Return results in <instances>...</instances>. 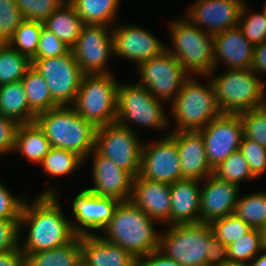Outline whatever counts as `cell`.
I'll return each mask as SVG.
<instances>
[{"label":"cell","instance_id":"obj_1","mask_svg":"<svg viewBox=\"0 0 266 266\" xmlns=\"http://www.w3.org/2000/svg\"><path fill=\"white\" fill-rule=\"evenodd\" d=\"M54 190L51 187L41 192L32 203L24 202L20 234H23L22 229L25 230V227L28 228V234L24 243L20 241V248L25 255L64 246L77 236Z\"/></svg>","mask_w":266,"mask_h":266},{"label":"cell","instance_id":"obj_2","mask_svg":"<svg viewBox=\"0 0 266 266\" xmlns=\"http://www.w3.org/2000/svg\"><path fill=\"white\" fill-rule=\"evenodd\" d=\"M154 222L158 223L131 200L119 202L113 217L99 236L138 259L159 250L161 232H156Z\"/></svg>","mask_w":266,"mask_h":266},{"label":"cell","instance_id":"obj_3","mask_svg":"<svg viewBox=\"0 0 266 266\" xmlns=\"http://www.w3.org/2000/svg\"><path fill=\"white\" fill-rule=\"evenodd\" d=\"M51 147L69 150L86 160L95 149L97 128L83 119L72 106H58L36 115Z\"/></svg>","mask_w":266,"mask_h":266},{"label":"cell","instance_id":"obj_4","mask_svg":"<svg viewBox=\"0 0 266 266\" xmlns=\"http://www.w3.org/2000/svg\"><path fill=\"white\" fill-rule=\"evenodd\" d=\"M213 73L205 79L209 78L213 84L222 114H240L265 105V82L251 69H227L218 75Z\"/></svg>","mask_w":266,"mask_h":266},{"label":"cell","instance_id":"obj_5","mask_svg":"<svg viewBox=\"0 0 266 266\" xmlns=\"http://www.w3.org/2000/svg\"><path fill=\"white\" fill-rule=\"evenodd\" d=\"M180 19L169 24L173 49L166 47V50L177 58L190 76H208L215 69L213 35L186 18Z\"/></svg>","mask_w":266,"mask_h":266},{"label":"cell","instance_id":"obj_6","mask_svg":"<svg viewBox=\"0 0 266 266\" xmlns=\"http://www.w3.org/2000/svg\"><path fill=\"white\" fill-rule=\"evenodd\" d=\"M170 104L176 122V129L170 132L200 131L222 114L211 80L208 79L204 85L195 76H189L185 80L177 97Z\"/></svg>","mask_w":266,"mask_h":266},{"label":"cell","instance_id":"obj_7","mask_svg":"<svg viewBox=\"0 0 266 266\" xmlns=\"http://www.w3.org/2000/svg\"><path fill=\"white\" fill-rule=\"evenodd\" d=\"M164 105L163 101L156 99L138 82L119 83L116 122L133 131H136L133 125L164 131L170 125Z\"/></svg>","mask_w":266,"mask_h":266},{"label":"cell","instance_id":"obj_8","mask_svg":"<svg viewBox=\"0 0 266 266\" xmlns=\"http://www.w3.org/2000/svg\"><path fill=\"white\" fill-rule=\"evenodd\" d=\"M114 74L84 75L72 107L96 128L117 118V88Z\"/></svg>","mask_w":266,"mask_h":266},{"label":"cell","instance_id":"obj_9","mask_svg":"<svg viewBox=\"0 0 266 266\" xmlns=\"http://www.w3.org/2000/svg\"><path fill=\"white\" fill-rule=\"evenodd\" d=\"M213 237L208 223L167 226L160 235L159 251L182 266H207Z\"/></svg>","mask_w":266,"mask_h":266},{"label":"cell","instance_id":"obj_10","mask_svg":"<svg viewBox=\"0 0 266 266\" xmlns=\"http://www.w3.org/2000/svg\"><path fill=\"white\" fill-rule=\"evenodd\" d=\"M140 135L117 122L98 127L95 150L134 178L140 174L143 142Z\"/></svg>","mask_w":266,"mask_h":266},{"label":"cell","instance_id":"obj_11","mask_svg":"<svg viewBox=\"0 0 266 266\" xmlns=\"http://www.w3.org/2000/svg\"><path fill=\"white\" fill-rule=\"evenodd\" d=\"M31 62L47 82L53 101L58 106H72L84 76L72 51L58 57L31 59Z\"/></svg>","mask_w":266,"mask_h":266},{"label":"cell","instance_id":"obj_12","mask_svg":"<svg viewBox=\"0 0 266 266\" xmlns=\"http://www.w3.org/2000/svg\"><path fill=\"white\" fill-rule=\"evenodd\" d=\"M137 68L140 73L137 82L164 103L174 101L183 83L190 76L177 58L167 50L141 63Z\"/></svg>","mask_w":266,"mask_h":266},{"label":"cell","instance_id":"obj_13","mask_svg":"<svg viewBox=\"0 0 266 266\" xmlns=\"http://www.w3.org/2000/svg\"><path fill=\"white\" fill-rule=\"evenodd\" d=\"M113 26L84 24L75 45L73 56L84 75L111 74L108 60L114 56Z\"/></svg>","mask_w":266,"mask_h":266},{"label":"cell","instance_id":"obj_14","mask_svg":"<svg viewBox=\"0 0 266 266\" xmlns=\"http://www.w3.org/2000/svg\"><path fill=\"white\" fill-rule=\"evenodd\" d=\"M198 132L203 137L206 158L212 169L238 151L244 137L239 114H221Z\"/></svg>","mask_w":266,"mask_h":266},{"label":"cell","instance_id":"obj_15","mask_svg":"<svg viewBox=\"0 0 266 266\" xmlns=\"http://www.w3.org/2000/svg\"><path fill=\"white\" fill-rule=\"evenodd\" d=\"M143 144L140 176L150 181L173 184L181 180V164L176 141L168 134Z\"/></svg>","mask_w":266,"mask_h":266},{"label":"cell","instance_id":"obj_16","mask_svg":"<svg viewBox=\"0 0 266 266\" xmlns=\"http://www.w3.org/2000/svg\"><path fill=\"white\" fill-rule=\"evenodd\" d=\"M115 57L141 63L160 55L166 45L146 28L136 25H117L112 28Z\"/></svg>","mask_w":266,"mask_h":266},{"label":"cell","instance_id":"obj_17","mask_svg":"<svg viewBox=\"0 0 266 266\" xmlns=\"http://www.w3.org/2000/svg\"><path fill=\"white\" fill-rule=\"evenodd\" d=\"M244 2L245 0H196L184 12V18L204 32L215 35L238 25Z\"/></svg>","mask_w":266,"mask_h":266},{"label":"cell","instance_id":"obj_18","mask_svg":"<svg viewBox=\"0 0 266 266\" xmlns=\"http://www.w3.org/2000/svg\"><path fill=\"white\" fill-rule=\"evenodd\" d=\"M72 201L75 220H71V226L77 236L95 235L97 233L92 231H102L119 203L113 198L97 196L88 189L81 190Z\"/></svg>","mask_w":266,"mask_h":266},{"label":"cell","instance_id":"obj_19","mask_svg":"<svg viewBox=\"0 0 266 266\" xmlns=\"http://www.w3.org/2000/svg\"><path fill=\"white\" fill-rule=\"evenodd\" d=\"M91 155L94 186L86 189L97 196L113 198L119 202L130 200L134 177L95 149Z\"/></svg>","mask_w":266,"mask_h":266},{"label":"cell","instance_id":"obj_20","mask_svg":"<svg viewBox=\"0 0 266 266\" xmlns=\"http://www.w3.org/2000/svg\"><path fill=\"white\" fill-rule=\"evenodd\" d=\"M200 189V223H210L216 219L234 214L240 187L220 180L213 174L204 179Z\"/></svg>","mask_w":266,"mask_h":266},{"label":"cell","instance_id":"obj_21","mask_svg":"<svg viewBox=\"0 0 266 266\" xmlns=\"http://www.w3.org/2000/svg\"><path fill=\"white\" fill-rule=\"evenodd\" d=\"M176 141L181 164V179L202 181L213 174L202 135L198 131L170 132Z\"/></svg>","mask_w":266,"mask_h":266},{"label":"cell","instance_id":"obj_22","mask_svg":"<svg viewBox=\"0 0 266 266\" xmlns=\"http://www.w3.org/2000/svg\"><path fill=\"white\" fill-rule=\"evenodd\" d=\"M130 200L154 221L170 226V184L150 181L138 175L133 180Z\"/></svg>","mask_w":266,"mask_h":266},{"label":"cell","instance_id":"obj_23","mask_svg":"<svg viewBox=\"0 0 266 266\" xmlns=\"http://www.w3.org/2000/svg\"><path fill=\"white\" fill-rule=\"evenodd\" d=\"M213 39L214 72L219 64L226 65L227 69H251L255 46L245 38L238 26L213 35Z\"/></svg>","mask_w":266,"mask_h":266},{"label":"cell","instance_id":"obj_24","mask_svg":"<svg viewBox=\"0 0 266 266\" xmlns=\"http://www.w3.org/2000/svg\"><path fill=\"white\" fill-rule=\"evenodd\" d=\"M200 182L181 179L170 184V226L200 223Z\"/></svg>","mask_w":266,"mask_h":266},{"label":"cell","instance_id":"obj_25","mask_svg":"<svg viewBox=\"0 0 266 266\" xmlns=\"http://www.w3.org/2000/svg\"><path fill=\"white\" fill-rule=\"evenodd\" d=\"M82 263L85 266H137V259L98 234L82 235Z\"/></svg>","mask_w":266,"mask_h":266},{"label":"cell","instance_id":"obj_26","mask_svg":"<svg viewBox=\"0 0 266 266\" xmlns=\"http://www.w3.org/2000/svg\"><path fill=\"white\" fill-rule=\"evenodd\" d=\"M51 148L49 140L36 122L18 125L13 152H20L31 163L41 164Z\"/></svg>","mask_w":266,"mask_h":266},{"label":"cell","instance_id":"obj_27","mask_svg":"<svg viewBox=\"0 0 266 266\" xmlns=\"http://www.w3.org/2000/svg\"><path fill=\"white\" fill-rule=\"evenodd\" d=\"M84 23L70 2H64L43 26L54 33L63 43L72 48L81 33Z\"/></svg>","mask_w":266,"mask_h":266},{"label":"cell","instance_id":"obj_28","mask_svg":"<svg viewBox=\"0 0 266 266\" xmlns=\"http://www.w3.org/2000/svg\"><path fill=\"white\" fill-rule=\"evenodd\" d=\"M0 114L18 124L35 122L36 114L29 108L21 81L0 86Z\"/></svg>","mask_w":266,"mask_h":266},{"label":"cell","instance_id":"obj_29","mask_svg":"<svg viewBox=\"0 0 266 266\" xmlns=\"http://www.w3.org/2000/svg\"><path fill=\"white\" fill-rule=\"evenodd\" d=\"M26 266H80L82 264L81 236L68 244L41 252L28 253Z\"/></svg>","mask_w":266,"mask_h":266},{"label":"cell","instance_id":"obj_30","mask_svg":"<svg viewBox=\"0 0 266 266\" xmlns=\"http://www.w3.org/2000/svg\"><path fill=\"white\" fill-rule=\"evenodd\" d=\"M121 0H71L84 24L112 26ZM115 22V23H114Z\"/></svg>","mask_w":266,"mask_h":266},{"label":"cell","instance_id":"obj_31","mask_svg":"<svg viewBox=\"0 0 266 266\" xmlns=\"http://www.w3.org/2000/svg\"><path fill=\"white\" fill-rule=\"evenodd\" d=\"M21 82L27 95L29 108L36 115L58 107L53 101L47 82L32 66Z\"/></svg>","mask_w":266,"mask_h":266},{"label":"cell","instance_id":"obj_32","mask_svg":"<svg viewBox=\"0 0 266 266\" xmlns=\"http://www.w3.org/2000/svg\"><path fill=\"white\" fill-rule=\"evenodd\" d=\"M31 66L27 56L5 43L0 49V86L21 81Z\"/></svg>","mask_w":266,"mask_h":266},{"label":"cell","instance_id":"obj_33","mask_svg":"<svg viewBox=\"0 0 266 266\" xmlns=\"http://www.w3.org/2000/svg\"><path fill=\"white\" fill-rule=\"evenodd\" d=\"M234 213L252 228L261 229L266 224V192L239 196Z\"/></svg>","mask_w":266,"mask_h":266},{"label":"cell","instance_id":"obj_34","mask_svg":"<svg viewBox=\"0 0 266 266\" xmlns=\"http://www.w3.org/2000/svg\"><path fill=\"white\" fill-rule=\"evenodd\" d=\"M84 162L85 160L73 151L52 147L40 165L44 173L52 177H61L77 171Z\"/></svg>","mask_w":266,"mask_h":266},{"label":"cell","instance_id":"obj_35","mask_svg":"<svg viewBox=\"0 0 266 266\" xmlns=\"http://www.w3.org/2000/svg\"><path fill=\"white\" fill-rule=\"evenodd\" d=\"M43 27L41 22L24 19L7 43L31 60L37 52L39 37Z\"/></svg>","mask_w":266,"mask_h":266},{"label":"cell","instance_id":"obj_36","mask_svg":"<svg viewBox=\"0 0 266 266\" xmlns=\"http://www.w3.org/2000/svg\"><path fill=\"white\" fill-rule=\"evenodd\" d=\"M213 175L220 180L236 184L239 187L244 180L256 179L240 150L233 152L227 159L215 167Z\"/></svg>","mask_w":266,"mask_h":266},{"label":"cell","instance_id":"obj_37","mask_svg":"<svg viewBox=\"0 0 266 266\" xmlns=\"http://www.w3.org/2000/svg\"><path fill=\"white\" fill-rule=\"evenodd\" d=\"M227 249L230 261L250 263L264 249L261 229L253 228L249 233L227 246Z\"/></svg>","mask_w":266,"mask_h":266},{"label":"cell","instance_id":"obj_38","mask_svg":"<svg viewBox=\"0 0 266 266\" xmlns=\"http://www.w3.org/2000/svg\"><path fill=\"white\" fill-rule=\"evenodd\" d=\"M213 236L229 246L253 228L240 219L235 213L209 223Z\"/></svg>","mask_w":266,"mask_h":266},{"label":"cell","instance_id":"obj_39","mask_svg":"<svg viewBox=\"0 0 266 266\" xmlns=\"http://www.w3.org/2000/svg\"><path fill=\"white\" fill-rule=\"evenodd\" d=\"M244 2L240 11L238 27L245 38L254 46L266 42V18L261 12H249Z\"/></svg>","mask_w":266,"mask_h":266},{"label":"cell","instance_id":"obj_40","mask_svg":"<svg viewBox=\"0 0 266 266\" xmlns=\"http://www.w3.org/2000/svg\"><path fill=\"white\" fill-rule=\"evenodd\" d=\"M239 115L244 138L251 139L266 148V106L253 108Z\"/></svg>","mask_w":266,"mask_h":266},{"label":"cell","instance_id":"obj_41","mask_svg":"<svg viewBox=\"0 0 266 266\" xmlns=\"http://www.w3.org/2000/svg\"><path fill=\"white\" fill-rule=\"evenodd\" d=\"M24 19L44 23L63 3V0H15Z\"/></svg>","mask_w":266,"mask_h":266},{"label":"cell","instance_id":"obj_42","mask_svg":"<svg viewBox=\"0 0 266 266\" xmlns=\"http://www.w3.org/2000/svg\"><path fill=\"white\" fill-rule=\"evenodd\" d=\"M24 20L15 0H0V38L7 43Z\"/></svg>","mask_w":266,"mask_h":266},{"label":"cell","instance_id":"obj_43","mask_svg":"<svg viewBox=\"0 0 266 266\" xmlns=\"http://www.w3.org/2000/svg\"><path fill=\"white\" fill-rule=\"evenodd\" d=\"M249 164L250 171L257 178L266 171V148L257 142L243 137L240 149Z\"/></svg>","mask_w":266,"mask_h":266},{"label":"cell","instance_id":"obj_44","mask_svg":"<svg viewBox=\"0 0 266 266\" xmlns=\"http://www.w3.org/2000/svg\"><path fill=\"white\" fill-rule=\"evenodd\" d=\"M71 48L63 43L54 33L44 27L40 33L37 52L32 59L52 58L67 54Z\"/></svg>","mask_w":266,"mask_h":266},{"label":"cell","instance_id":"obj_45","mask_svg":"<svg viewBox=\"0 0 266 266\" xmlns=\"http://www.w3.org/2000/svg\"><path fill=\"white\" fill-rule=\"evenodd\" d=\"M20 219L0 220V253L20 248Z\"/></svg>","mask_w":266,"mask_h":266},{"label":"cell","instance_id":"obj_46","mask_svg":"<svg viewBox=\"0 0 266 266\" xmlns=\"http://www.w3.org/2000/svg\"><path fill=\"white\" fill-rule=\"evenodd\" d=\"M25 198L14 196L12 192L0 182V220L20 219Z\"/></svg>","mask_w":266,"mask_h":266},{"label":"cell","instance_id":"obj_47","mask_svg":"<svg viewBox=\"0 0 266 266\" xmlns=\"http://www.w3.org/2000/svg\"><path fill=\"white\" fill-rule=\"evenodd\" d=\"M18 125L15 120L0 114V157L13 152Z\"/></svg>","mask_w":266,"mask_h":266},{"label":"cell","instance_id":"obj_48","mask_svg":"<svg viewBox=\"0 0 266 266\" xmlns=\"http://www.w3.org/2000/svg\"><path fill=\"white\" fill-rule=\"evenodd\" d=\"M206 255L207 266H222L229 261L227 246L215 237L210 240V250Z\"/></svg>","mask_w":266,"mask_h":266},{"label":"cell","instance_id":"obj_49","mask_svg":"<svg viewBox=\"0 0 266 266\" xmlns=\"http://www.w3.org/2000/svg\"><path fill=\"white\" fill-rule=\"evenodd\" d=\"M137 266H182L173 259L167 258L161 251H153L137 259Z\"/></svg>","mask_w":266,"mask_h":266},{"label":"cell","instance_id":"obj_50","mask_svg":"<svg viewBox=\"0 0 266 266\" xmlns=\"http://www.w3.org/2000/svg\"><path fill=\"white\" fill-rule=\"evenodd\" d=\"M0 266H26V257L21 248L0 253Z\"/></svg>","mask_w":266,"mask_h":266},{"label":"cell","instance_id":"obj_51","mask_svg":"<svg viewBox=\"0 0 266 266\" xmlns=\"http://www.w3.org/2000/svg\"><path fill=\"white\" fill-rule=\"evenodd\" d=\"M251 70L257 75H266V42L256 45L254 47L253 61L251 64Z\"/></svg>","mask_w":266,"mask_h":266},{"label":"cell","instance_id":"obj_52","mask_svg":"<svg viewBox=\"0 0 266 266\" xmlns=\"http://www.w3.org/2000/svg\"><path fill=\"white\" fill-rule=\"evenodd\" d=\"M250 263L252 266H266V249L257 254Z\"/></svg>","mask_w":266,"mask_h":266},{"label":"cell","instance_id":"obj_53","mask_svg":"<svg viewBox=\"0 0 266 266\" xmlns=\"http://www.w3.org/2000/svg\"><path fill=\"white\" fill-rule=\"evenodd\" d=\"M222 266H252L251 263L239 262V261H228L225 262Z\"/></svg>","mask_w":266,"mask_h":266},{"label":"cell","instance_id":"obj_54","mask_svg":"<svg viewBox=\"0 0 266 266\" xmlns=\"http://www.w3.org/2000/svg\"><path fill=\"white\" fill-rule=\"evenodd\" d=\"M261 232H262L263 245L264 248L266 249V224L261 228Z\"/></svg>","mask_w":266,"mask_h":266},{"label":"cell","instance_id":"obj_55","mask_svg":"<svg viewBox=\"0 0 266 266\" xmlns=\"http://www.w3.org/2000/svg\"><path fill=\"white\" fill-rule=\"evenodd\" d=\"M263 10H262V13H263V15L265 16V18H266V2H265V4L263 5Z\"/></svg>","mask_w":266,"mask_h":266},{"label":"cell","instance_id":"obj_56","mask_svg":"<svg viewBox=\"0 0 266 266\" xmlns=\"http://www.w3.org/2000/svg\"><path fill=\"white\" fill-rule=\"evenodd\" d=\"M5 42L0 38V49L4 46Z\"/></svg>","mask_w":266,"mask_h":266}]
</instances>
